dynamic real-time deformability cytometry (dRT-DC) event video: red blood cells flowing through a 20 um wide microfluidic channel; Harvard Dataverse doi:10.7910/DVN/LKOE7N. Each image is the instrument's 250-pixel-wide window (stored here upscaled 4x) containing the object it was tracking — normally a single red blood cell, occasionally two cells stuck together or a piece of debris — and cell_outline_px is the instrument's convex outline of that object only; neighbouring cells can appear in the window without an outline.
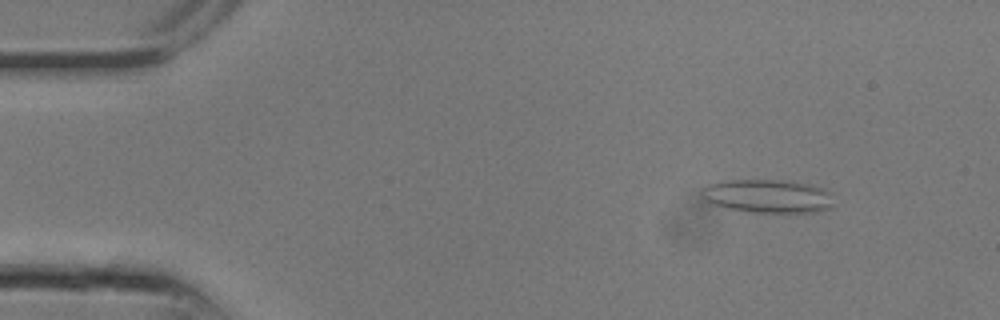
{"species": "common noctule bat (a hibernating species)", "species_latin": "Nyctalus noctula", "temperature_condition": "room temperature", "stored_images_in_passage": 17, "camera_frame_rate_fps": 3000, "um_per_image_px": 0.085, "animal": {"sex": "male", "body_mass_g": 13.3}, "frame": {"image": 1, "passage_image": 3, "time_ms": 0.667, "image_size_px": [1000, 320], "cell_outline_px": [[832, 208], [820, 212], [756, 212], [728, 208], [716, 204], [708, 200], [700, 192], [708, 184], [728, 180], [784, 180], [812, 184], [824, 188], [832, 192]], "centroid_in_image_um": [65.37, 16.66], "position_along_channel_um": 19.6, "area_um2": 25.66}}
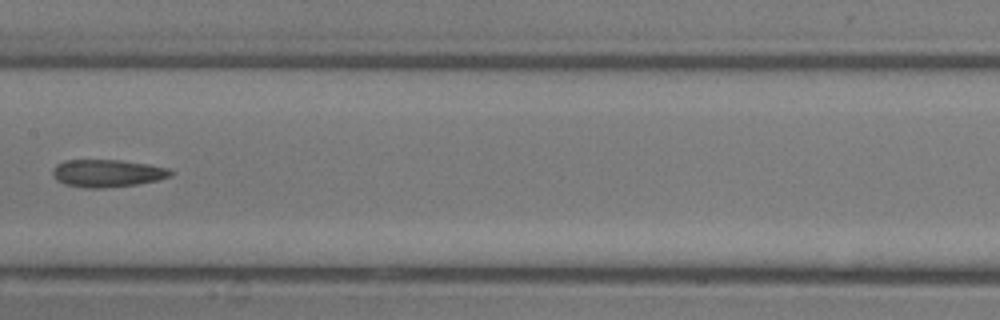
{"frame": {"image": 2, "passage_image": 13, "time_ms": 4.0, "image_size_px": [1000, 320], "cell_outline_px": [[172, 176], [156, 180], [136, 184], [104, 188], [84, 188], [64, 184], [56, 180], [52, 176], [52, 168], [56, 164], [64, 160], [120, 160], [148, 164], [168, 168], [172, 172]], "centroid_in_image_um": [9.06, 14.72], "position_along_channel_um": 198.3, "area_um2": 19.02}}
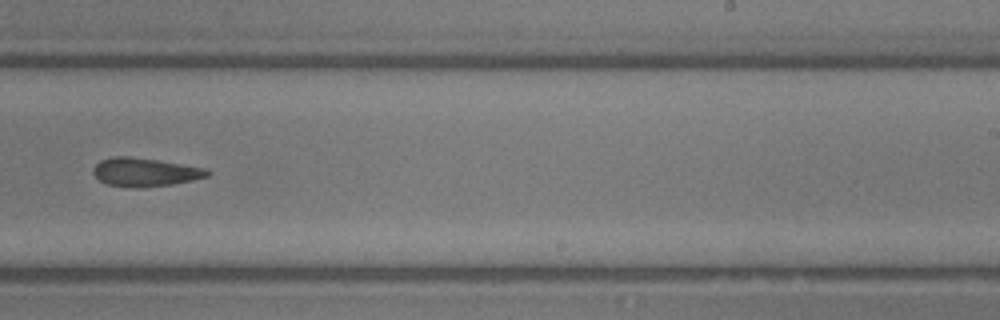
{"frame": {"image": 3, "passage_image": 16, "time_ms": 5.0, "image_size_px": [1000, 320], "cell_outline_px": [[212, 172], [208, 176], [192, 180], [172, 184], [140, 188], [128, 188], [108, 184], [100, 180], [92, 172], [92, 168], [100, 160], [112, 156], [128, 156], [156, 160], [208, 168]], "centroid_in_image_um": [12.32, 14.63], "position_along_channel_um": 276.7, "area_um2": 19.07}}